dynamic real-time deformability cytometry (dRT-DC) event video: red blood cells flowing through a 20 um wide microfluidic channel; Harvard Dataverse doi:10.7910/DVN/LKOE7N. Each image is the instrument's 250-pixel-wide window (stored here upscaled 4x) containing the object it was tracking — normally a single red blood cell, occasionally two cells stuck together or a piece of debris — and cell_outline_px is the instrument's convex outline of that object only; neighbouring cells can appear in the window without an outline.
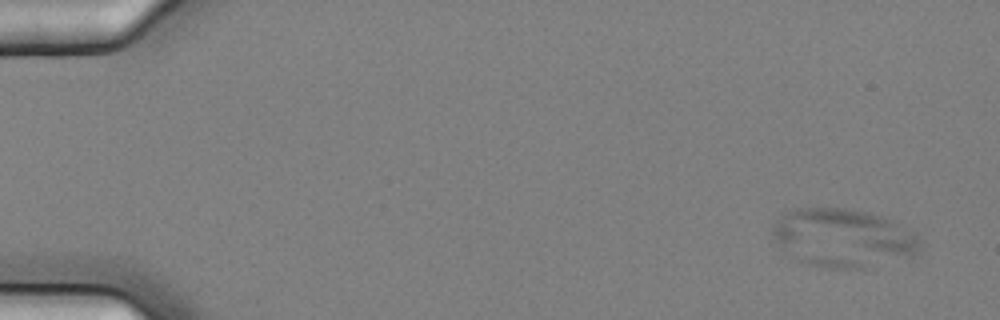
{"species": "common noctule bat (a hibernating species)", "species_latin": "Nyctalus noctula", "temperature_condition": "cold", "stored_images_in_passage": 5, "camera_frame_rate_fps": 3000, "um_per_image_px": 0.085, "animal": {"sex": "female", "body_mass_g": 25.1}, "frame": {"image": 1, "passage_image": 2, "time_ms": 0.333, "image_size_px": [1000, 320], "cell_outline_px": [[924, 248], [912, 256], [864, 268], [824, 268], [808, 264], [800, 260], [776, 240], [772, 236], [772, 228], [776, 220], [792, 208], [844, 208], [868, 212], [892, 220], [912, 232], [920, 240]], "centroid_in_image_um": [71.71, 20.21], "position_along_channel_um": 13.3, "area_um2": 49.71}}
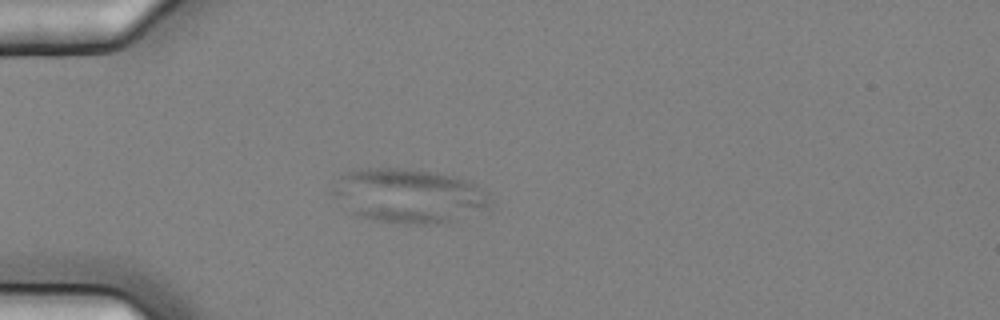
{"frame": {"image": 2, "passage_image": 5, "time_ms": 1.333, "image_size_px": [1000, 320], "cell_outline_px": [[492, 208], [456, 220], [424, 224], [416, 224], [380, 220], [360, 216], [352, 212], [332, 196], [332, 176], [360, 168], [404, 168], [452, 176], [468, 180], [476, 184], [488, 192], [492, 200]], "centroid_in_image_um": [34.74, 16.61], "position_along_channel_um": 50.3, "area_um2": 50.11}}